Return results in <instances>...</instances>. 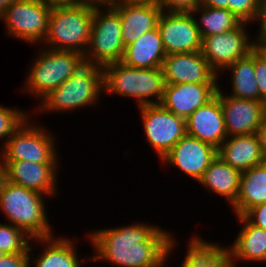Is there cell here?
I'll list each match as a JSON object with an SVG mask.
<instances>
[{"label":"cell","mask_w":266,"mask_h":267,"mask_svg":"<svg viewBox=\"0 0 266 267\" xmlns=\"http://www.w3.org/2000/svg\"><path fill=\"white\" fill-rule=\"evenodd\" d=\"M87 234L95 253L86 259L117 267H165L178 245L172 232L148 222L100 228Z\"/></svg>","instance_id":"1"},{"label":"cell","mask_w":266,"mask_h":267,"mask_svg":"<svg viewBox=\"0 0 266 267\" xmlns=\"http://www.w3.org/2000/svg\"><path fill=\"white\" fill-rule=\"evenodd\" d=\"M94 9L78 2H54L42 47L84 55L92 30Z\"/></svg>","instance_id":"2"},{"label":"cell","mask_w":266,"mask_h":267,"mask_svg":"<svg viewBox=\"0 0 266 267\" xmlns=\"http://www.w3.org/2000/svg\"><path fill=\"white\" fill-rule=\"evenodd\" d=\"M102 73L103 93L131 97L138 106L162 101L166 86L162 67L134 68L119 61L104 66Z\"/></svg>","instance_id":"3"},{"label":"cell","mask_w":266,"mask_h":267,"mask_svg":"<svg viewBox=\"0 0 266 267\" xmlns=\"http://www.w3.org/2000/svg\"><path fill=\"white\" fill-rule=\"evenodd\" d=\"M103 94L102 67L85 63L70 78L45 96L34 108L35 113L50 112L71 114L87 106L100 103Z\"/></svg>","instance_id":"4"},{"label":"cell","mask_w":266,"mask_h":267,"mask_svg":"<svg viewBox=\"0 0 266 267\" xmlns=\"http://www.w3.org/2000/svg\"><path fill=\"white\" fill-rule=\"evenodd\" d=\"M46 195L6 182L0 192V211L8 223L24 230L31 238L54 236L48 212Z\"/></svg>","instance_id":"5"},{"label":"cell","mask_w":266,"mask_h":267,"mask_svg":"<svg viewBox=\"0 0 266 267\" xmlns=\"http://www.w3.org/2000/svg\"><path fill=\"white\" fill-rule=\"evenodd\" d=\"M39 51L30 63L22 90L40 102L81 68L85 61L83 54L72 50H51L41 45Z\"/></svg>","instance_id":"6"},{"label":"cell","mask_w":266,"mask_h":267,"mask_svg":"<svg viewBox=\"0 0 266 267\" xmlns=\"http://www.w3.org/2000/svg\"><path fill=\"white\" fill-rule=\"evenodd\" d=\"M30 115L7 139L0 153L2 160H25L36 163H59L55 134Z\"/></svg>","instance_id":"7"},{"label":"cell","mask_w":266,"mask_h":267,"mask_svg":"<svg viewBox=\"0 0 266 267\" xmlns=\"http://www.w3.org/2000/svg\"><path fill=\"white\" fill-rule=\"evenodd\" d=\"M122 24L115 8H95L92 30L84 61L104 67L122 61L125 46L122 41Z\"/></svg>","instance_id":"8"},{"label":"cell","mask_w":266,"mask_h":267,"mask_svg":"<svg viewBox=\"0 0 266 267\" xmlns=\"http://www.w3.org/2000/svg\"><path fill=\"white\" fill-rule=\"evenodd\" d=\"M53 3L48 0H14L0 16L6 35L29 45L41 46L48 33Z\"/></svg>","instance_id":"9"},{"label":"cell","mask_w":266,"mask_h":267,"mask_svg":"<svg viewBox=\"0 0 266 267\" xmlns=\"http://www.w3.org/2000/svg\"><path fill=\"white\" fill-rule=\"evenodd\" d=\"M144 135L161 161L187 134L186 119L175 115L161 104L140 105Z\"/></svg>","instance_id":"10"},{"label":"cell","mask_w":266,"mask_h":267,"mask_svg":"<svg viewBox=\"0 0 266 267\" xmlns=\"http://www.w3.org/2000/svg\"><path fill=\"white\" fill-rule=\"evenodd\" d=\"M248 25L241 22L229 31L202 38V55L218 76L232 63L253 51V39L246 29Z\"/></svg>","instance_id":"11"},{"label":"cell","mask_w":266,"mask_h":267,"mask_svg":"<svg viewBox=\"0 0 266 267\" xmlns=\"http://www.w3.org/2000/svg\"><path fill=\"white\" fill-rule=\"evenodd\" d=\"M157 27L166 55L201 51L202 38L190 12L162 11Z\"/></svg>","instance_id":"12"},{"label":"cell","mask_w":266,"mask_h":267,"mask_svg":"<svg viewBox=\"0 0 266 267\" xmlns=\"http://www.w3.org/2000/svg\"><path fill=\"white\" fill-rule=\"evenodd\" d=\"M220 88L219 85L216 95L220 99L228 137L255 134L266 118V103L238 99L227 95Z\"/></svg>","instance_id":"13"},{"label":"cell","mask_w":266,"mask_h":267,"mask_svg":"<svg viewBox=\"0 0 266 267\" xmlns=\"http://www.w3.org/2000/svg\"><path fill=\"white\" fill-rule=\"evenodd\" d=\"M216 156L215 147L186 134L161 162L162 165L176 167L198 182Z\"/></svg>","instance_id":"14"},{"label":"cell","mask_w":266,"mask_h":267,"mask_svg":"<svg viewBox=\"0 0 266 267\" xmlns=\"http://www.w3.org/2000/svg\"><path fill=\"white\" fill-rule=\"evenodd\" d=\"M3 162L7 169V181L10 183L37 191L48 198L58 195L59 163H36L25 160H3Z\"/></svg>","instance_id":"15"},{"label":"cell","mask_w":266,"mask_h":267,"mask_svg":"<svg viewBox=\"0 0 266 267\" xmlns=\"http://www.w3.org/2000/svg\"><path fill=\"white\" fill-rule=\"evenodd\" d=\"M162 69L166 84L219 83L201 51L166 55Z\"/></svg>","instance_id":"16"},{"label":"cell","mask_w":266,"mask_h":267,"mask_svg":"<svg viewBox=\"0 0 266 267\" xmlns=\"http://www.w3.org/2000/svg\"><path fill=\"white\" fill-rule=\"evenodd\" d=\"M219 83L166 84L160 104L175 115L187 119L196 109L215 96Z\"/></svg>","instance_id":"17"},{"label":"cell","mask_w":266,"mask_h":267,"mask_svg":"<svg viewBox=\"0 0 266 267\" xmlns=\"http://www.w3.org/2000/svg\"><path fill=\"white\" fill-rule=\"evenodd\" d=\"M187 135L218 149L228 137L220 99L216 95L186 119Z\"/></svg>","instance_id":"18"},{"label":"cell","mask_w":266,"mask_h":267,"mask_svg":"<svg viewBox=\"0 0 266 267\" xmlns=\"http://www.w3.org/2000/svg\"><path fill=\"white\" fill-rule=\"evenodd\" d=\"M115 9L122 24V41L124 46L135 42L145 32L157 27L161 7L152 2H131L124 0Z\"/></svg>","instance_id":"19"},{"label":"cell","mask_w":266,"mask_h":267,"mask_svg":"<svg viewBox=\"0 0 266 267\" xmlns=\"http://www.w3.org/2000/svg\"><path fill=\"white\" fill-rule=\"evenodd\" d=\"M70 239L73 238H67L66 236L62 238L55 235L47 238H33L28 252L30 263L31 261L33 264L35 263L32 267H82L86 259L82 258V261L79 259L78 248L75 247L76 242ZM39 244L44 249L35 258L32 253L35 249L33 246L38 247Z\"/></svg>","instance_id":"20"},{"label":"cell","mask_w":266,"mask_h":267,"mask_svg":"<svg viewBox=\"0 0 266 267\" xmlns=\"http://www.w3.org/2000/svg\"><path fill=\"white\" fill-rule=\"evenodd\" d=\"M217 155L241 173L266 162L256 133L227 137Z\"/></svg>","instance_id":"21"},{"label":"cell","mask_w":266,"mask_h":267,"mask_svg":"<svg viewBox=\"0 0 266 267\" xmlns=\"http://www.w3.org/2000/svg\"><path fill=\"white\" fill-rule=\"evenodd\" d=\"M165 57L161 34L156 27L126 46L121 62L134 68L152 69L162 67Z\"/></svg>","instance_id":"22"},{"label":"cell","mask_w":266,"mask_h":267,"mask_svg":"<svg viewBox=\"0 0 266 267\" xmlns=\"http://www.w3.org/2000/svg\"><path fill=\"white\" fill-rule=\"evenodd\" d=\"M242 225L236 240L229 246L232 263L236 261L266 262V230L251 224L244 216H236Z\"/></svg>","instance_id":"23"},{"label":"cell","mask_w":266,"mask_h":267,"mask_svg":"<svg viewBox=\"0 0 266 267\" xmlns=\"http://www.w3.org/2000/svg\"><path fill=\"white\" fill-rule=\"evenodd\" d=\"M241 172L225 163L218 155L198 181L209 192L224 197L232 206L238 195Z\"/></svg>","instance_id":"24"},{"label":"cell","mask_w":266,"mask_h":267,"mask_svg":"<svg viewBox=\"0 0 266 267\" xmlns=\"http://www.w3.org/2000/svg\"><path fill=\"white\" fill-rule=\"evenodd\" d=\"M180 267H235L230 248L192 235Z\"/></svg>","instance_id":"25"},{"label":"cell","mask_w":266,"mask_h":267,"mask_svg":"<svg viewBox=\"0 0 266 267\" xmlns=\"http://www.w3.org/2000/svg\"><path fill=\"white\" fill-rule=\"evenodd\" d=\"M263 203H266V162L241 173L237 199L232 205L234 216H243Z\"/></svg>","instance_id":"26"},{"label":"cell","mask_w":266,"mask_h":267,"mask_svg":"<svg viewBox=\"0 0 266 267\" xmlns=\"http://www.w3.org/2000/svg\"><path fill=\"white\" fill-rule=\"evenodd\" d=\"M230 71L231 91L229 96L260 101L258 85L256 82V73L254 68V51L246 57L238 59L223 71Z\"/></svg>","instance_id":"27"},{"label":"cell","mask_w":266,"mask_h":267,"mask_svg":"<svg viewBox=\"0 0 266 267\" xmlns=\"http://www.w3.org/2000/svg\"><path fill=\"white\" fill-rule=\"evenodd\" d=\"M190 13L194 17L201 38L229 31L242 22L228 9L208 7L201 4Z\"/></svg>","instance_id":"28"},{"label":"cell","mask_w":266,"mask_h":267,"mask_svg":"<svg viewBox=\"0 0 266 267\" xmlns=\"http://www.w3.org/2000/svg\"><path fill=\"white\" fill-rule=\"evenodd\" d=\"M32 239L24 230L0 222V249L6 254L28 253Z\"/></svg>","instance_id":"29"},{"label":"cell","mask_w":266,"mask_h":267,"mask_svg":"<svg viewBox=\"0 0 266 267\" xmlns=\"http://www.w3.org/2000/svg\"><path fill=\"white\" fill-rule=\"evenodd\" d=\"M261 0H201V5L228 9L242 22L253 24Z\"/></svg>","instance_id":"30"},{"label":"cell","mask_w":266,"mask_h":267,"mask_svg":"<svg viewBox=\"0 0 266 267\" xmlns=\"http://www.w3.org/2000/svg\"><path fill=\"white\" fill-rule=\"evenodd\" d=\"M28 110H21L18 108H11L0 104V141L2 140L0 147V153L6 145L7 139L12 133L24 122V120L32 114Z\"/></svg>","instance_id":"31"},{"label":"cell","mask_w":266,"mask_h":267,"mask_svg":"<svg viewBox=\"0 0 266 267\" xmlns=\"http://www.w3.org/2000/svg\"><path fill=\"white\" fill-rule=\"evenodd\" d=\"M157 4L165 12H191L201 0H159Z\"/></svg>","instance_id":"32"},{"label":"cell","mask_w":266,"mask_h":267,"mask_svg":"<svg viewBox=\"0 0 266 267\" xmlns=\"http://www.w3.org/2000/svg\"><path fill=\"white\" fill-rule=\"evenodd\" d=\"M254 68L258 85L260 101L266 103V62L254 52Z\"/></svg>","instance_id":"33"},{"label":"cell","mask_w":266,"mask_h":267,"mask_svg":"<svg viewBox=\"0 0 266 267\" xmlns=\"http://www.w3.org/2000/svg\"><path fill=\"white\" fill-rule=\"evenodd\" d=\"M243 216L251 224L266 230V203L252 207Z\"/></svg>","instance_id":"34"},{"label":"cell","mask_w":266,"mask_h":267,"mask_svg":"<svg viewBox=\"0 0 266 267\" xmlns=\"http://www.w3.org/2000/svg\"><path fill=\"white\" fill-rule=\"evenodd\" d=\"M28 253L5 254L0 259V267H31Z\"/></svg>","instance_id":"35"},{"label":"cell","mask_w":266,"mask_h":267,"mask_svg":"<svg viewBox=\"0 0 266 267\" xmlns=\"http://www.w3.org/2000/svg\"><path fill=\"white\" fill-rule=\"evenodd\" d=\"M259 24V31L256 36H253V40H266V0H261L258 8V13L253 23Z\"/></svg>","instance_id":"36"},{"label":"cell","mask_w":266,"mask_h":267,"mask_svg":"<svg viewBox=\"0 0 266 267\" xmlns=\"http://www.w3.org/2000/svg\"><path fill=\"white\" fill-rule=\"evenodd\" d=\"M124 0H79L80 3L90 8H115Z\"/></svg>","instance_id":"37"},{"label":"cell","mask_w":266,"mask_h":267,"mask_svg":"<svg viewBox=\"0 0 266 267\" xmlns=\"http://www.w3.org/2000/svg\"><path fill=\"white\" fill-rule=\"evenodd\" d=\"M256 134L261 145L262 153L266 158V118L264 119L262 125L257 129Z\"/></svg>","instance_id":"38"},{"label":"cell","mask_w":266,"mask_h":267,"mask_svg":"<svg viewBox=\"0 0 266 267\" xmlns=\"http://www.w3.org/2000/svg\"><path fill=\"white\" fill-rule=\"evenodd\" d=\"M253 51L266 62V40H253Z\"/></svg>","instance_id":"39"},{"label":"cell","mask_w":266,"mask_h":267,"mask_svg":"<svg viewBox=\"0 0 266 267\" xmlns=\"http://www.w3.org/2000/svg\"><path fill=\"white\" fill-rule=\"evenodd\" d=\"M7 182V169L3 160L0 158V192Z\"/></svg>","instance_id":"40"},{"label":"cell","mask_w":266,"mask_h":267,"mask_svg":"<svg viewBox=\"0 0 266 267\" xmlns=\"http://www.w3.org/2000/svg\"><path fill=\"white\" fill-rule=\"evenodd\" d=\"M14 0H0V16L4 13L5 9L13 2Z\"/></svg>","instance_id":"41"},{"label":"cell","mask_w":266,"mask_h":267,"mask_svg":"<svg viewBox=\"0 0 266 267\" xmlns=\"http://www.w3.org/2000/svg\"><path fill=\"white\" fill-rule=\"evenodd\" d=\"M131 2H152V3H158L159 0H126Z\"/></svg>","instance_id":"42"},{"label":"cell","mask_w":266,"mask_h":267,"mask_svg":"<svg viewBox=\"0 0 266 267\" xmlns=\"http://www.w3.org/2000/svg\"><path fill=\"white\" fill-rule=\"evenodd\" d=\"M51 2H78L79 0H48Z\"/></svg>","instance_id":"43"},{"label":"cell","mask_w":266,"mask_h":267,"mask_svg":"<svg viewBox=\"0 0 266 267\" xmlns=\"http://www.w3.org/2000/svg\"><path fill=\"white\" fill-rule=\"evenodd\" d=\"M6 253L0 249V259L5 255Z\"/></svg>","instance_id":"44"}]
</instances>
